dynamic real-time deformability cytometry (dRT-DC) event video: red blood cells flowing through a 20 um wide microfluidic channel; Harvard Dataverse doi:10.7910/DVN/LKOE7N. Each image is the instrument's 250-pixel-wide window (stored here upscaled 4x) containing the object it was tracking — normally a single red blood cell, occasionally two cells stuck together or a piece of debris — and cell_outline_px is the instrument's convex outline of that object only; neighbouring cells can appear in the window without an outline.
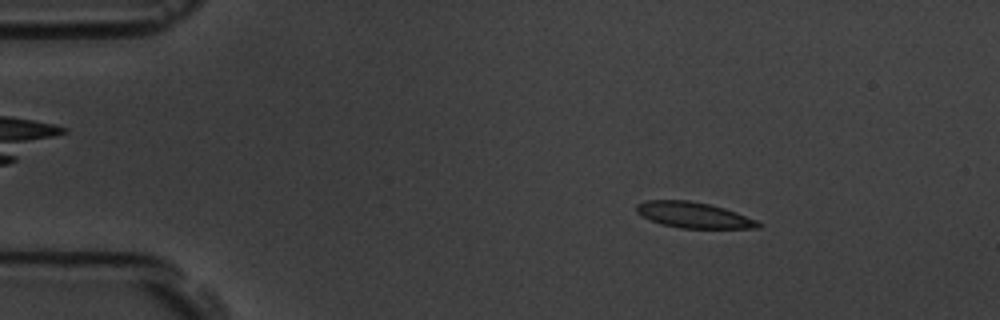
{"species": "common noctule bat (a hibernating species)", "species_latin": "Nyctalus noctula", "temperature_condition": "room temperature", "stored_images_in_passage": 50, "camera_frame_rate_fps": 3000, "um_per_image_px": 0.085, "animal": {"sex": "male", "body_mass_g": 19.5, "forearm_length_mm": 54.6}, "frame": {"image": 1, "passage_image": 8, "time_ms": 2.333, "image_size_px": [1000, 320], "cell_outline_px": [[764, 224], [760, 228], [680, 228], [660, 224], [636, 212], [636, 204], [648, 200], [688, 200], [708, 204], [724, 208], [736, 212], [756, 220]], "centroid_in_image_um": [58.98, 18.28], "position_along_channel_um": 26.0, "area_um2": 18.21}}
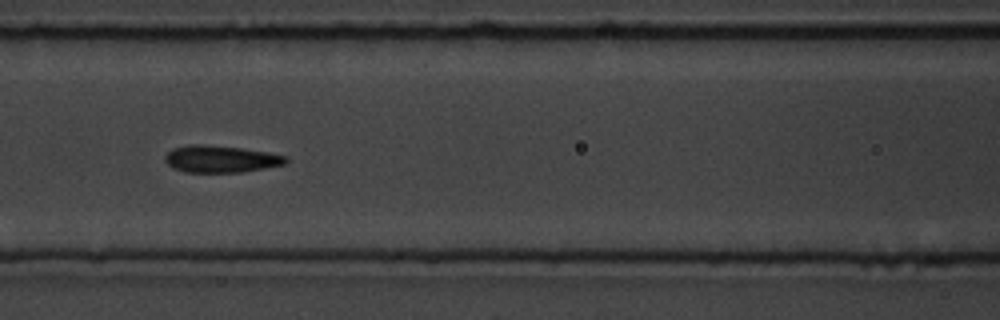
{"frame": {"image": 2, "passage_image": 24, "time_ms": 7.667, "image_size_px": [1000, 320], "cell_outline_px": [[288, 160], [284, 164], [264, 168], [240, 172], [184, 172], [172, 168], [164, 160], [164, 156], [172, 148], [188, 144], [204, 144], [240, 148], [268, 152], [288, 156]], "centroid_in_image_um": [18.72, 13.51], "position_along_channel_um": 147.9, "area_um2": 19.07}}
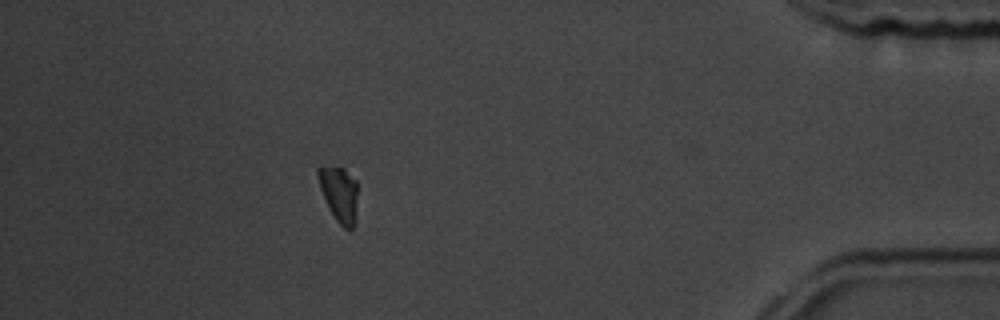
{"frame": {"image": 3, "passage_image": 50, "time_ms": 16.333, "image_size_px": [1000, 320], "cell_outline_px": [[356, 220], [352, 228], [344, 228], [336, 220], [328, 208], [320, 188], [316, 172], [316, 168], [344, 168], [356, 180]], "centroid_in_image_um": [28.83, 16.51], "position_along_channel_um": 406.4, "area_um2": 12.54}, "authors_computed_cell_mechanics": {"area_um2": 18.6116, "velocity_mm_per_s": 3.575, "shape_relaxation_time_tau1_ms": 3.5986, "shape_relaxation_time_tau2_ms": 0.7094, "deformation_change_tau1": 0.1221, "deformation_change_tau2": 0.0603}}